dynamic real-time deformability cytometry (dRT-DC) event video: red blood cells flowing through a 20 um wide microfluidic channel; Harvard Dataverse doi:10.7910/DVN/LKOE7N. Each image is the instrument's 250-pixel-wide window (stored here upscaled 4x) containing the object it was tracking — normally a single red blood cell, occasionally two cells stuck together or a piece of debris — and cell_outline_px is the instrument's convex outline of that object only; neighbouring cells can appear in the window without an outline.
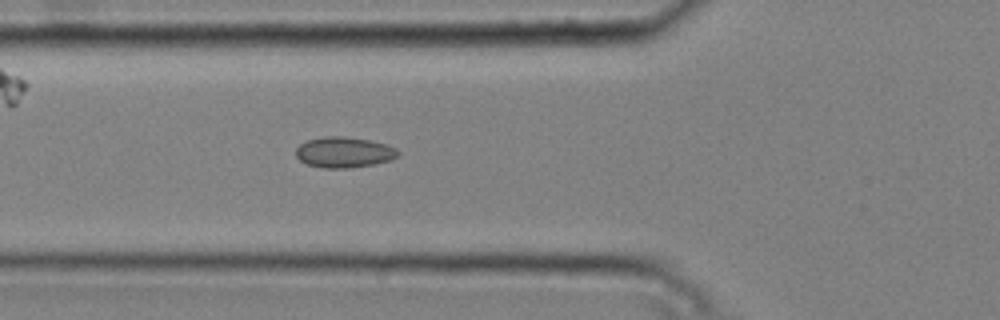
{"species": "common noctule bat (a hibernating species)", "species_latin": "Nyctalus noctula", "temperature_condition": "cold", "stored_images_in_passage": 5, "camera_frame_rate_fps": 3000, "um_per_image_px": 0.085, "animal": {"sex": "male", "body_mass_g": 20.4}, "frame": {"image": 1, "passage_image": 5, "time_ms": 1.333, "image_size_px": [1000, 320], "cell_outline_px": [[400, 156], [388, 160], [372, 164], [348, 168], [324, 168], [308, 164], [300, 160], [296, 156], [296, 148], [300, 144], [308, 140], [324, 136], [344, 136], [368, 140], [388, 144], [396, 148], [400, 152]], "centroid_in_image_um": [29.25, 12.93], "position_along_channel_um": 96.5, "area_um2": 18.21}}